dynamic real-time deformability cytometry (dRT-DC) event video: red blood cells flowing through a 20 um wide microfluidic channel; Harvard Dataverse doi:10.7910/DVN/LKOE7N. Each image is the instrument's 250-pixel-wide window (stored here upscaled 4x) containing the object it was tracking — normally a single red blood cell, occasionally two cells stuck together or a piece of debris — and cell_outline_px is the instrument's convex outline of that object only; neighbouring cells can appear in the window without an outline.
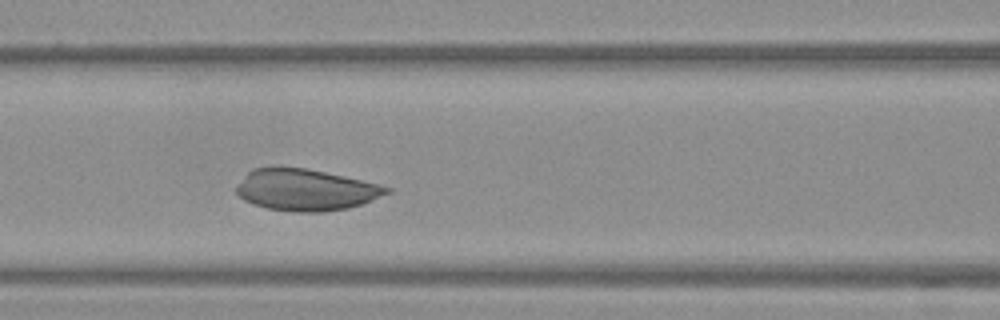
{"species": "Egyptian fruit bat (a non-hibernating species)", "species_latin": "Rousettus aegyptiacus", "temperature_condition": "warm", "stored_images_in_passage": 45, "camera_frame_rate_fps": 3000, "um_per_image_px": 0.085, "frame": {"image": 1, "passage_image": 16, "time_ms": 5.0, "image_size_px": [1000, 320], "cell_outline_px": [[392, 192], [360, 204], [348, 208], [324, 212], [296, 212], [268, 208], [252, 204], [244, 200], [236, 192], [236, 184], [252, 168], [276, 164], [280, 164], [308, 168], [380, 184], [392, 188]], "centroid_in_image_um": [25.94, 16.1], "position_along_channel_um": 140.7, "area_um2": 37.11}}
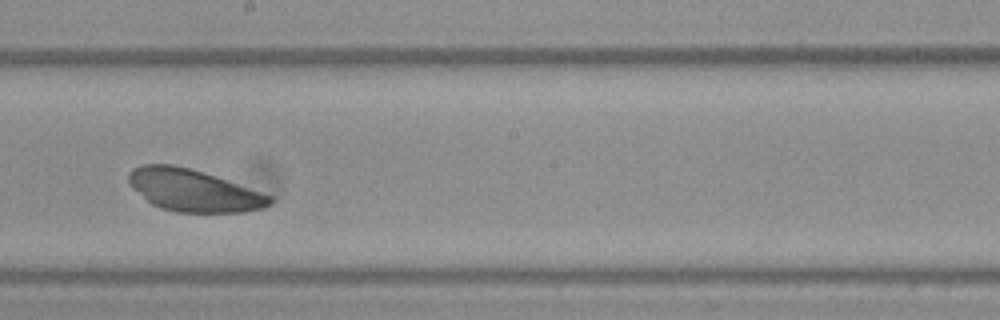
{"frame": {"image": 2, "passage_image": 23, "time_ms": 7.333, "image_size_px": [1000, 320], "cell_outline_px": [[272, 200], [264, 208], [244, 212], [176, 212], [160, 208], [152, 204], [132, 188], [128, 180], [128, 172], [132, 168], [144, 164], [172, 164], [188, 168], [216, 176], [228, 180], [272, 196]], "centroid_in_image_um": [16.41, 16.18], "position_along_channel_um": 231.8, "area_um2": 34.45}}
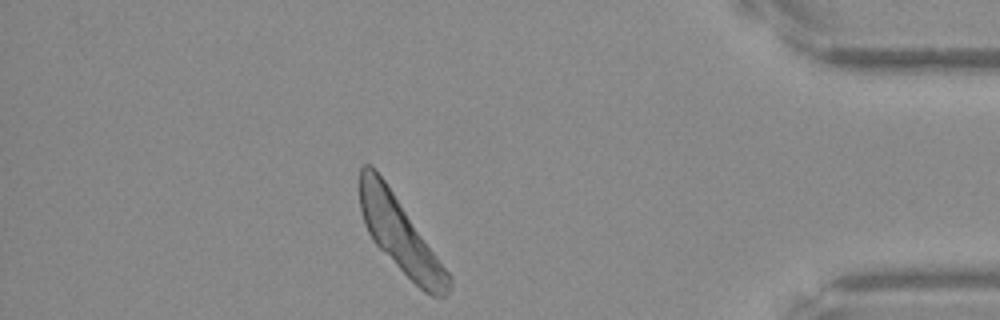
{"frame": {"image": 3, "passage_image": 39, "time_ms": 12.667, "image_size_px": [1000, 320], "cell_outline_px": [[452, 284], [448, 292], [444, 296], [432, 296], [424, 292], [372, 240], [364, 224], [360, 208], [360, 168], [364, 164], [372, 164], [384, 180], [452, 276]], "centroid_in_image_um": [34.01, 19.96], "position_along_channel_um": 401.2, "area_um2": 37.86}}